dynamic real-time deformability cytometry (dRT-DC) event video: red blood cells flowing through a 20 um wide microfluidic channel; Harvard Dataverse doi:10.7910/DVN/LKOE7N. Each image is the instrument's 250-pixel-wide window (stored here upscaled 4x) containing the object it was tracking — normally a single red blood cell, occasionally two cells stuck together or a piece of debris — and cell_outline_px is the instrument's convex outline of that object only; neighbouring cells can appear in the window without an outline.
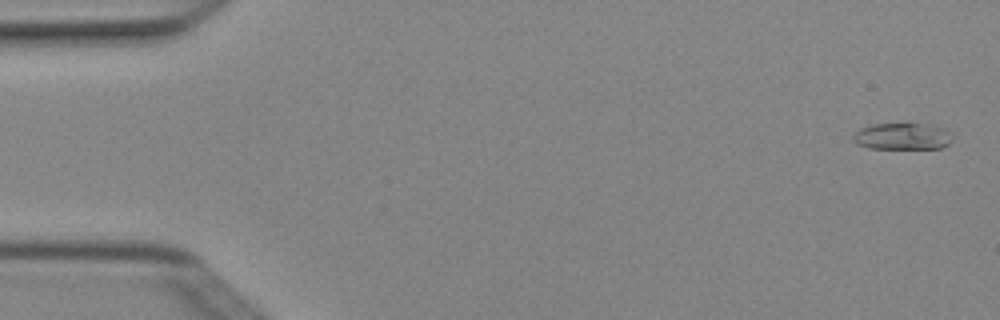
{"species": "Egyptian fruit bat (a non-hibernating species)", "species_latin": "Rousettus aegyptiacus", "temperature_condition": "cold", "stored_images_in_passage": 3, "camera_frame_rate_fps": 3000, "um_per_image_px": 0.085, "animal": {"sex": "female"}, "frame": {"image": 1, "passage_image": 1, "time_ms": 0.0, "image_size_px": [1000, 320], "cell_outline_px": [[952, 140], [948, 144], [940, 148], [868, 148], [856, 144], [852, 140], [852, 136], [860, 128], [872, 124], [928, 124], [944, 128], [948, 132]], "centroid_in_image_um": [76.66, 11.59], "position_along_channel_um": 8.3, "area_um2": 15.32}}
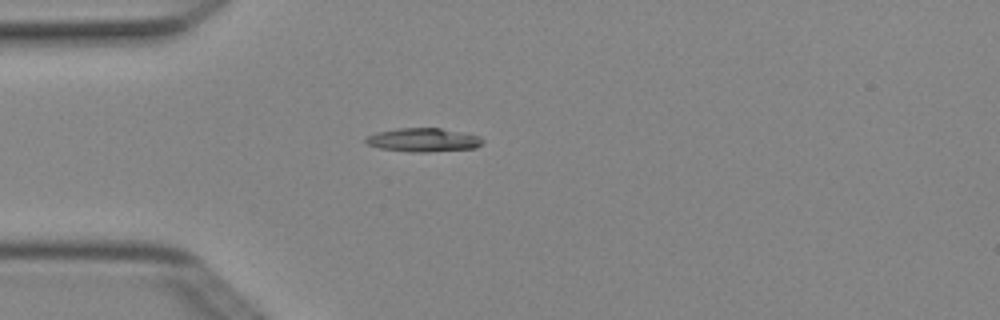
{"frame": {"image": 2, "passage_image": 3, "time_ms": 0.667, "image_size_px": [1000, 320], "cell_outline_px": [[484, 140], [476, 148], [428, 152], [412, 152], [380, 148], [368, 144], [364, 140], [368, 136], [376, 132], [396, 128], [440, 128], [480, 136]], "centroid_in_image_um": [35.98, 11.89], "position_along_channel_um": 49.0, "area_um2": 16.01}}